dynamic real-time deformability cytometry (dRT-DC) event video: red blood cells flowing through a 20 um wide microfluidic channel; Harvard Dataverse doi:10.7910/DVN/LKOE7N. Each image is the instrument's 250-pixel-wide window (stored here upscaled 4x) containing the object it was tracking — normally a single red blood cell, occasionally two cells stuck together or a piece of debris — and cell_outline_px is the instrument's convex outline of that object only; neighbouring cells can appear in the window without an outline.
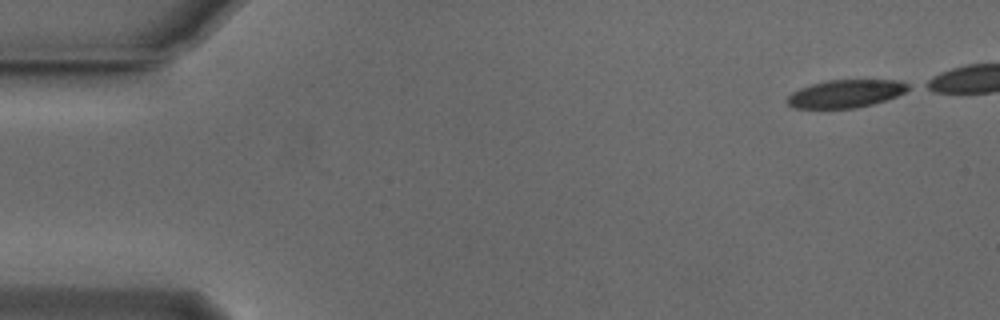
{"species": "Egyptian fruit bat (a non-hibernating species)", "species_latin": "Rousettus aegyptiacus", "temperature_condition": "cold", "stored_images_in_passage": 21, "camera_frame_rate_fps": 3000, "um_per_image_px": 0.085, "animal": {"sex": "male"}, "frame": {"image": 1, "passage_image": 1, "time_ms": 0.0, "image_size_px": [1000, 320], "cell_outline_px": [[912, 88], [896, 96], [872, 104], [852, 108], [792, 108], [788, 104], [788, 96], [792, 92], [800, 88], [812, 84], [828, 80], [900, 80], [908, 84]], "centroid_in_image_um": [71.89, 7.95], "position_along_channel_um": 13.1, "area_um2": 19.48}}
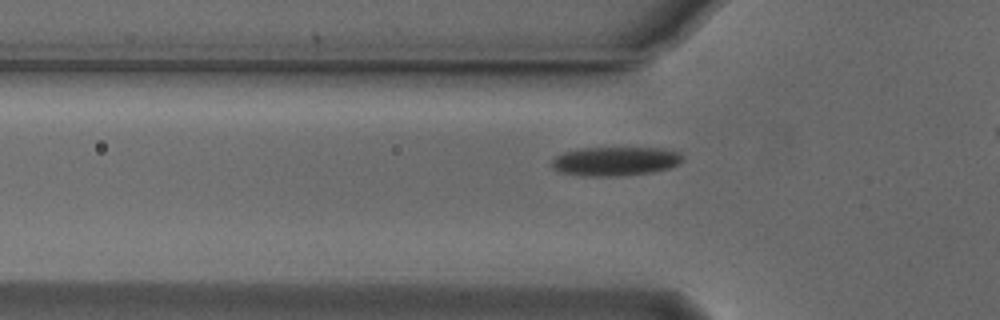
{"frame": {"image": 2, "passage_image": 15, "time_ms": 4.667, "image_size_px": [1000, 320], "cell_outline_px": [[684, 160], [680, 164], [668, 168], [652, 172], [624, 176], [580, 176], [560, 172], [552, 168], [552, 160], [556, 156], [564, 152], [580, 148], [664, 148], [680, 152], [684, 156]], "centroid_in_image_um": [52.33, 13.71], "position_along_channel_um": 73.5, "area_um2": 22.43}}
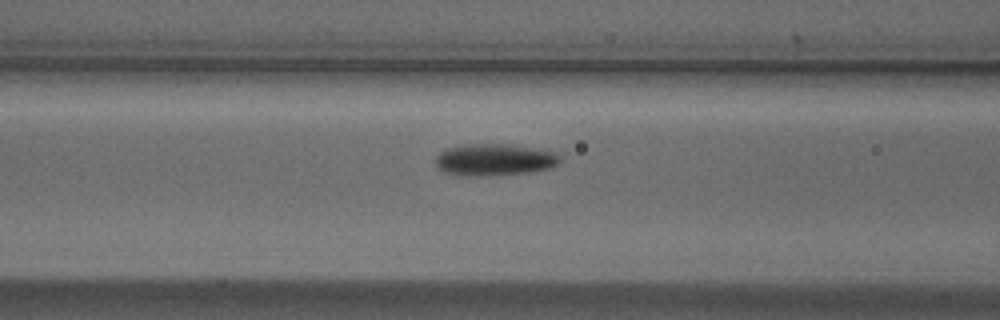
{"frame": {"image": 3, "passage_image": 19, "time_ms": 6.0, "image_size_px": [1000, 320], "cell_outline_px": [[560, 160], [556, 164], [548, 168], [532, 172], [484, 176], [460, 176], [444, 172], [436, 168], [436, 156], [444, 148], [460, 144], [516, 144], [556, 152], [560, 156]], "centroid_in_image_um": [41.98, 13.57], "position_along_channel_um": 124.6, "area_um2": 23.58}}